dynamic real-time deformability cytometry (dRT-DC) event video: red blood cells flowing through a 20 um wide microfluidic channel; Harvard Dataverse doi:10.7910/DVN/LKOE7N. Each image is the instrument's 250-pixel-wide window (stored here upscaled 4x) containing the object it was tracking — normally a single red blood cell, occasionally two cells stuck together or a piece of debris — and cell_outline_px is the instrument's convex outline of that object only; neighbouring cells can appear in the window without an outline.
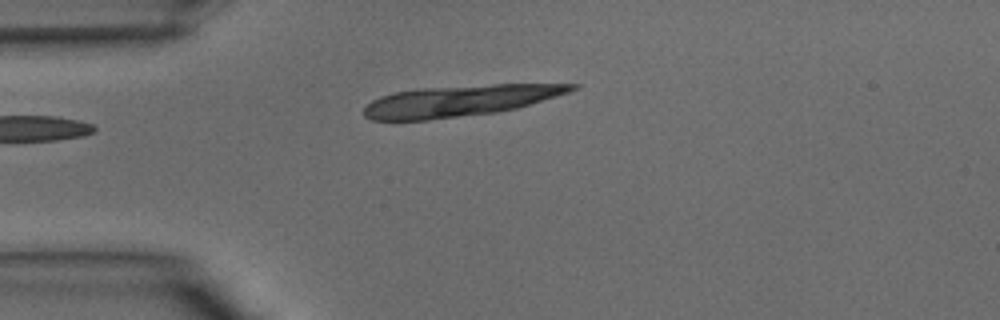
{"species": "common noctule bat (a hibernating species)", "species_latin": "Nyctalus noctula", "temperature_condition": "warm", "stored_images_in_passage": 30, "camera_frame_rate_fps": 3000, "um_per_image_px": 0.085, "animal": {"sex": "male", "body_mass_g": 15.6}, "frame": {"image": 1, "passage_image": 1, "time_ms": 0.0, "image_size_px": [1000, 320], "cell_outline_px": [[580, 84], [576, 88], [568, 92], [556, 96], [516, 108], [496, 112], [428, 120], [372, 120], [364, 116], [364, 108], [372, 100], [380, 96], [396, 92], [416, 88], [492, 84]], "centroid_in_image_um": [39.03, 8.56], "position_along_channel_um": 46.0, "area_um2": 37.4}}